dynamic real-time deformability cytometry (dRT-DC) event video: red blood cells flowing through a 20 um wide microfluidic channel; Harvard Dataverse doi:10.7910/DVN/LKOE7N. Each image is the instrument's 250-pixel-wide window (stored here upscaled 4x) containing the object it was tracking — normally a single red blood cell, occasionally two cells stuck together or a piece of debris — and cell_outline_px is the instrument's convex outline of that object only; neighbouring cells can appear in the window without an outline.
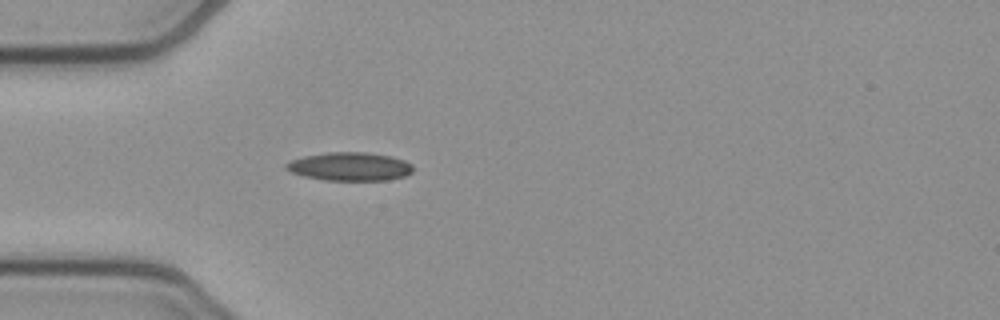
{"species": "common noctule bat (a hibernating species)", "species_latin": "Nyctalus noctula", "temperature_condition": "cold", "stored_images_in_passage": 39, "camera_frame_rate_fps": 3000, "um_per_image_px": 0.085, "animal": {"sex": "female", "body_mass_g": 21.9}, "frame": {"image": 1, "passage_image": 1, "time_ms": 0.0, "image_size_px": [1000, 320], "cell_outline_px": [[412, 172], [404, 176], [388, 180], [324, 180], [304, 176], [292, 172], [284, 168], [284, 164], [292, 160], [304, 156], [328, 152], [364, 152], [392, 156], [404, 160], [412, 164]], "centroid_in_image_um": [29.73, 14.15], "position_along_channel_um": 55.3, "area_um2": 20.98}}
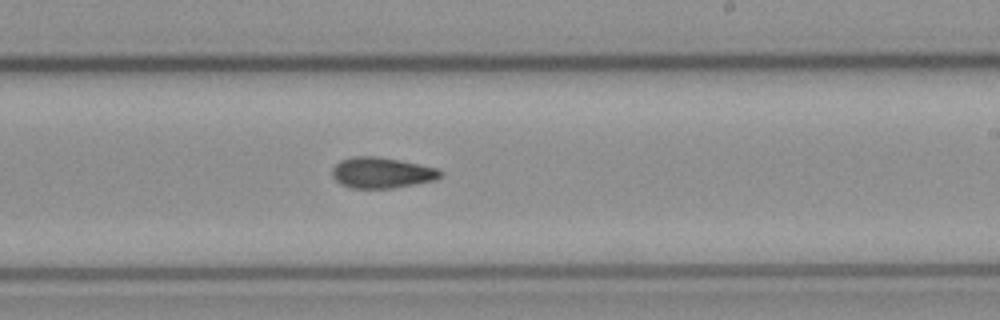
{"frame": {"image": 2, "passage_image": 17, "time_ms": 5.333, "image_size_px": [1000, 320], "cell_outline_px": [[444, 176], [436, 180], [392, 188], [352, 188], [340, 184], [332, 176], [332, 168], [340, 160], [352, 156], [376, 156], [400, 160], [440, 168], [444, 172]], "centroid_in_image_um": [32.49, 14.67], "position_along_channel_um": 256.5, "area_um2": 19.71}}
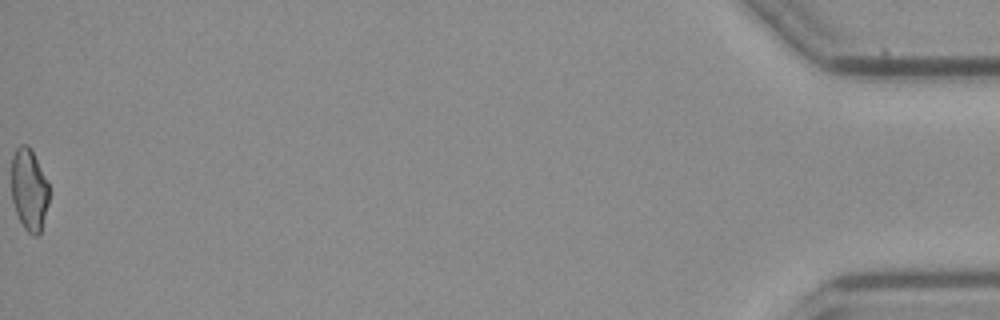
{"frame": {"image": 3, "passage_image": 39, "time_ms": 12.667, "image_size_px": [1000, 320], "cell_outline_px": [[48, 204], [40, 232], [36, 236], [32, 236], [24, 228], [16, 212], [12, 200], [12, 156], [16, 148], [20, 144], [28, 144], [48, 184]], "centroid_in_image_um": [2.45, 16.13], "position_along_channel_um": 432.7, "area_um2": 17.63}, "authors_computed_cell_mechanics": {"area_um2": 19.2474, "velocity_mm_per_s": 3.8593, "shape_relaxation_time_tau1_ms": null, "shape_relaxation_time_tau2_ms": 11.3657, "deformation_change_tau1": null, "deformation_change_tau2": 0.2196}}